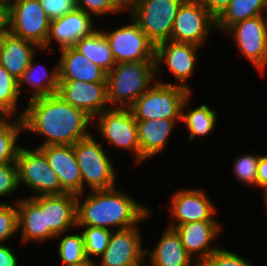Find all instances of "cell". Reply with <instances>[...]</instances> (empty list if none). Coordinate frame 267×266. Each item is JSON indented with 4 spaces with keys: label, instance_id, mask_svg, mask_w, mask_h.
Instances as JSON below:
<instances>
[{
    "label": "cell",
    "instance_id": "45",
    "mask_svg": "<svg viewBox=\"0 0 267 266\" xmlns=\"http://www.w3.org/2000/svg\"><path fill=\"white\" fill-rule=\"evenodd\" d=\"M67 266H97L95 261L92 260H87L81 264H77V265H67Z\"/></svg>",
    "mask_w": 267,
    "mask_h": 266
},
{
    "label": "cell",
    "instance_id": "43",
    "mask_svg": "<svg viewBox=\"0 0 267 266\" xmlns=\"http://www.w3.org/2000/svg\"><path fill=\"white\" fill-rule=\"evenodd\" d=\"M9 33L8 0H0V39Z\"/></svg>",
    "mask_w": 267,
    "mask_h": 266
},
{
    "label": "cell",
    "instance_id": "46",
    "mask_svg": "<svg viewBox=\"0 0 267 266\" xmlns=\"http://www.w3.org/2000/svg\"><path fill=\"white\" fill-rule=\"evenodd\" d=\"M264 200H265V205H266L265 208H266V211H267V194L266 193L264 194Z\"/></svg>",
    "mask_w": 267,
    "mask_h": 266
},
{
    "label": "cell",
    "instance_id": "3",
    "mask_svg": "<svg viewBox=\"0 0 267 266\" xmlns=\"http://www.w3.org/2000/svg\"><path fill=\"white\" fill-rule=\"evenodd\" d=\"M156 77L155 61L117 63L106 74L109 107L129 108L155 84Z\"/></svg>",
    "mask_w": 267,
    "mask_h": 266
},
{
    "label": "cell",
    "instance_id": "35",
    "mask_svg": "<svg viewBox=\"0 0 267 266\" xmlns=\"http://www.w3.org/2000/svg\"><path fill=\"white\" fill-rule=\"evenodd\" d=\"M14 206H12V203L0 202V244L18 232L17 203Z\"/></svg>",
    "mask_w": 267,
    "mask_h": 266
},
{
    "label": "cell",
    "instance_id": "25",
    "mask_svg": "<svg viewBox=\"0 0 267 266\" xmlns=\"http://www.w3.org/2000/svg\"><path fill=\"white\" fill-rule=\"evenodd\" d=\"M149 266H190L192 263L199 266L186 252L177 232L167 227L163 232L156 247L149 251L145 249Z\"/></svg>",
    "mask_w": 267,
    "mask_h": 266
},
{
    "label": "cell",
    "instance_id": "5",
    "mask_svg": "<svg viewBox=\"0 0 267 266\" xmlns=\"http://www.w3.org/2000/svg\"><path fill=\"white\" fill-rule=\"evenodd\" d=\"M185 0H138L130 9L133 19L155 44L171 40L174 19Z\"/></svg>",
    "mask_w": 267,
    "mask_h": 266
},
{
    "label": "cell",
    "instance_id": "31",
    "mask_svg": "<svg viewBox=\"0 0 267 266\" xmlns=\"http://www.w3.org/2000/svg\"><path fill=\"white\" fill-rule=\"evenodd\" d=\"M20 94L18 80L0 65V116L14 115Z\"/></svg>",
    "mask_w": 267,
    "mask_h": 266
},
{
    "label": "cell",
    "instance_id": "27",
    "mask_svg": "<svg viewBox=\"0 0 267 266\" xmlns=\"http://www.w3.org/2000/svg\"><path fill=\"white\" fill-rule=\"evenodd\" d=\"M81 54L108 73L115 65L109 43L103 31L97 29L91 35L82 37L74 46Z\"/></svg>",
    "mask_w": 267,
    "mask_h": 266
},
{
    "label": "cell",
    "instance_id": "20",
    "mask_svg": "<svg viewBox=\"0 0 267 266\" xmlns=\"http://www.w3.org/2000/svg\"><path fill=\"white\" fill-rule=\"evenodd\" d=\"M16 203L18 230H21L22 242L38 241L41 243L57 236L49 227H46L45 195L22 198Z\"/></svg>",
    "mask_w": 267,
    "mask_h": 266
},
{
    "label": "cell",
    "instance_id": "34",
    "mask_svg": "<svg viewBox=\"0 0 267 266\" xmlns=\"http://www.w3.org/2000/svg\"><path fill=\"white\" fill-rule=\"evenodd\" d=\"M260 155L245 154L239 156L234 162V175L245 185L257 186V167Z\"/></svg>",
    "mask_w": 267,
    "mask_h": 266
},
{
    "label": "cell",
    "instance_id": "39",
    "mask_svg": "<svg viewBox=\"0 0 267 266\" xmlns=\"http://www.w3.org/2000/svg\"><path fill=\"white\" fill-rule=\"evenodd\" d=\"M50 21L65 16L67 13L74 11L76 0H38Z\"/></svg>",
    "mask_w": 267,
    "mask_h": 266
},
{
    "label": "cell",
    "instance_id": "8",
    "mask_svg": "<svg viewBox=\"0 0 267 266\" xmlns=\"http://www.w3.org/2000/svg\"><path fill=\"white\" fill-rule=\"evenodd\" d=\"M9 33L43 48L50 20L38 0H8Z\"/></svg>",
    "mask_w": 267,
    "mask_h": 266
},
{
    "label": "cell",
    "instance_id": "22",
    "mask_svg": "<svg viewBox=\"0 0 267 266\" xmlns=\"http://www.w3.org/2000/svg\"><path fill=\"white\" fill-rule=\"evenodd\" d=\"M59 80L106 82V72L74 47L61 49Z\"/></svg>",
    "mask_w": 267,
    "mask_h": 266
},
{
    "label": "cell",
    "instance_id": "32",
    "mask_svg": "<svg viewBox=\"0 0 267 266\" xmlns=\"http://www.w3.org/2000/svg\"><path fill=\"white\" fill-rule=\"evenodd\" d=\"M62 265H77L87 261L82 233L65 235L58 245Z\"/></svg>",
    "mask_w": 267,
    "mask_h": 266
},
{
    "label": "cell",
    "instance_id": "36",
    "mask_svg": "<svg viewBox=\"0 0 267 266\" xmlns=\"http://www.w3.org/2000/svg\"><path fill=\"white\" fill-rule=\"evenodd\" d=\"M200 266H253L251 259H245L227 249L215 250ZM255 266V265H254Z\"/></svg>",
    "mask_w": 267,
    "mask_h": 266
},
{
    "label": "cell",
    "instance_id": "12",
    "mask_svg": "<svg viewBox=\"0 0 267 266\" xmlns=\"http://www.w3.org/2000/svg\"><path fill=\"white\" fill-rule=\"evenodd\" d=\"M266 16L267 14L245 19L226 31L230 33L242 55L261 73L267 66Z\"/></svg>",
    "mask_w": 267,
    "mask_h": 266
},
{
    "label": "cell",
    "instance_id": "42",
    "mask_svg": "<svg viewBox=\"0 0 267 266\" xmlns=\"http://www.w3.org/2000/svg\"><path fill=\"white\" fill-rule=\"evenodd\" d=\"M257 186L264 189L263 193L267 191V155H260L259 157L257 167Z\"/></svg>",
    "mask_w": 267,
    "mask_h": 266
},
{
    "label": "cell",
    "instance_id": "26",
    "mask_svg": "<svg viewBox=\"0 0 267 266\" xmlns=\"http://www.w3.org/2000/svg\"><path fill=\"white\" fill-rule=\"evenodd\" d=\"M34 62L33 58L29 67L18 79L19 93L22 91L21 89H23V85L28 83L32 86L31 88L33 90L29 100L56 94L60 83L59 63L54 66L55 68L51 73H48L46 67Z\"/></svg>",
    "mask_w": 267,
    "mask_h": 266
},
{
    "label": "cell",
    "instance_id": "7",
    "mask_svg": "<svg viewBox=\"0 0 267 266\" xmlns=\"http://www.w3.org/2000/svg\"><path fill=\"white\" fill-rule=\"evenodd\" d=\"M16 164L19 187L23 183L31 189L35 193L31 197L65 193L61 188L58 175L50 167L40 148L29 150L20 146Z\"/></svg>",
    "mask_w": 267,
    "mask_h": 266
},
{
    "label": "cell",
    "instance_id": "33",
    "mask_svg": "<svg viewBox=\"0 0 267 266\" xmlns=\"http://www.w3.org/2000/svg\"><path fill=\"white\" fill-rule=\"evenodd\" d=\"M83 227L82 235L85 245V254L88 260L94 261L93 257H100L108 247L112 230L100 227Z\"/></svg>",
    "mask_w": 267,
    "mask_h": 266
},
{
    "label": "cell",
    "instance_id": "41",
    "mask_svg": "<svg viewBox=\"0 0 267 266\" xmlns=\"http://www.w3.org/2000/svg\"><path fill=\"white\" fill-rule=\"evenodd\" d=\"M13 251L11 247L3 243L0 244V266H18V257H16Z\"/></svg>",
    "mask_w": 267,
    "mask_h": 266
},
{
    "label": "cell",
    "instance_id": "44",
    "mask_svg": "<svg viewBox=\"0 0 267 266\" xmlns=\"http://www.w3.org/2000/svg\"><path fill=\"white\" fill-rule=\"evenodd\" d=\"M122 12L130 10L134 4L131 0H111Z\"/></svg>",
    "mask_w": 267,
    "mask_h": 266
},
{
    "label": "cell",
    "instance_id": "40",
    "mask_svg": "<svg viewBox=\"0 0 267 266\" xmlns=\"http://www.w3.org/2000/svg\"><path fill=\"white\" fill-rule=\"evenodd\" d=\"M202 4L208 12L217 19L222 12L229 6L232 0H196Z\"/></svg>",
    "mask_w": 267,
    "mask_h": 266
},
{
    "label": "cell",
    "instance_id": "2",
    "mask_svg": "<svg viewBox=\"0 0 267 266\" xmlns=\"http://www.w3.org/2000/svg\"><path fill=\"white\" fill-rule=\"evenodd\" d=\"M115 188L92 190L82 203L77 195V227L121 230L134 227L150 216L149 208Z\"/></svg>",
    "mask_w": 267,
    "mask_h": 266
},
{
    "label": "cell",
    "instance_id": "11",
    "mask_svg": "<svg viewBox=\"0 0 267 266\" xmlns=\"http://www.w3.org/2000/svg\"><path fill=\"white\" fill-rule=\"evenodd\" d=\"M214 27L216 28V19L202 4L196 0H185L174 19L171 40L202 47Z\"/></svg>",
    "mask_w": 267,
    "mask_h": 266
},
{
    "label": "cell",
    "instance_id": "28",
    "mask_svg": "<svg viewBox=\"0 0 267 266\" xmlns=\"http://www.w3.org/2000/svg\"><path fill=\"white\" fill-rule=\"evenodd\" d=\"M267 14V0H232L216 19V28L223 32L248 18Z\"/></svg>",
    "mask_w": 267,
    "mask_h": 266
},
{
    "label": "cell",
    "instance_id": "18",
    "mask_svg": "<svg viewBox=\"0 0 267 266\" xmlns=\"http://www.w3.org/2000/svg\"><path fill=\"white\" fill-rule=\"evenodd\" d=\"M50 167L58 175L65 193L79 195L82 199L83 180L73 145H49L40 147Z\"/></svg>",
    "mask_w": 267,
    "mask_h": 266
},
{
    "label": "cell",
    "instance_id": "10",
    "mask_svg": "<svg viewBox=\"0 0 267 266\" xmlns=\"http://www.w3.org/2000/svg\"><path fill=\"white\" fill-rule=\"evenodd\" d=\"M114 61L138 62L155 61L156 45L132 19V23L124 25L112 32L103 31Z\"/></svg>",
    "mask_w": 267,
    "mask_h": 266
},
{
    "label": "cell",
    "instance_id": "1",
    "mask_svg": "<svg viewBox=\"0 0 267 266\" xmlns=\"http://www.w3.org/2000/svg\"><path fill=\"white\" fill-rule=\"evenodd\" d=\"M18 117L22 119L23 131L45 137L44 143L37 148L74 145L92 134L88 130L89 125L93 126V118L68 104L57 93L29 100Z\"/></svg>",
    "mask_w": 267,
    "mask_h": 266
},
{
    "label": "cell",
    "instance_id": "6",
    "mask_svg": "<svg viewBox=\"0 0 267 266\" xmlns=\"http://www.w3.org/2000/svg\"><path fill=\"white\" fill-rule=\"evenodd\" d=\"M93 134L77 141L74 145L75 156L84 185L87 183L92 190L110 189L116 186L113 161L98 144Z\"/></svg>",
    "mask_w": 267,
    "mask_h": 266
},
{
    "label": "cell",
    "instance_id": "9",
    "mask_svg": "<svg viewBox=\"0 0 267 266\" xmlns=\"http://www.w3.org/2000/svg\"><path fill=\"white\" fill-rule=\"evenodd\" d=\"M94 119L97 120V124L94 123ZM93 125L112 146L133 151L135 153L134 161L140 163L137 121L129 108L109 107L93 118Z\"/></svg>",
    "mask_w": 267,
    "mask_h": 266
},
{
    "label": "cell",
    "instance_id": "21",
    "mask_svg": "<svg viewBox=\"0 0 267 266\" xmlns=\"http://www.w3.org/2000/svg\"><path fill=\"white\" fill-rule=\"evenodd\" d=\"M36 49L42 50L35 43L8 33L0 39V65L18 80L35 57Z\"/></svg>",
    "mask_w": 267,
    "mask_h": 266
},
{
    "label": "cell",
    "instance_id": "15",
    "mask_svg": "<svg viewBox=\"0 0 267 266\" xmlns=\"http://www.w3.org/2000/svg\"><path fill=\"white\" fill-rule=\"evenodd\" d=\"M57 94L92 118L109 109L106 82L60 80Z\"/></svg>",
    "mask_w": 267,
    "mask_h": 266
},
{
    "label": "cell",
    "instance_id": "37",
    "mask_svg": "<svg viewBox=\"0 0 267 266\" xmlns=\"http://www.w3.org/2000/svg\"><path fill=\"white\" fill-rule=\"evenodd\" d=\"M18 169L16 162L0 164V196H8L18 190Z\"/></svg>",
    "mask_w": 267,
    "mask_h": 266
},
{
    "label": "cell",
    "instance_id": "17",
    "mask_svg": "<svg viewBox=\"0 0 267 266\" xmlns=\"http://www.w3.org/2000/svg\"><path fill=\"white\" fill-rule=\"evenodd\" d=\"M179 235L186 252L200 266L215 250L210 245L221 232L216 220L193 221L173 228Z\"/></svg>",
    "mask_w": 267,
    "mask_h": 266
},
{
    "label": "cell",
    "instance_id": "19",
    "mask_svg": "<svg viewBox=\"0 0 267 266\" xmlns=\"http://www.w3.org/2000/svg\"><path fill=\"white\" fill-rule=\"evenodd\" d=\"M95 30L91 15L76 8L65 16L50 21L48 37L42 50L48 49L52 40L59 44L60 50L74 47L78 40L91 35Z\"/></svg>",
    "mask_w": 267,
    "mask_h": 266
},
{
    "label": "cell",
    "instance_id": "38",
    "mask_svg": "<svg viewBox=\"0 0 267 266\" xmlns=\"http://www.w3.org/2000/svg\"><path fill=\"white\" fill-rule=\"evenodd\" d=\"M76 6L85 13L95 16L121 13V10L111 0H76Z\"/></svg>",
    "mask_w": 267,
    "mask_h": 266
},
{
    "label": "cell",
    "instance_id": "24",
    "mask_svg": "<svg viewBox=\"0 0 267 266\" xmlns=\"http://www.w3.org/2000/svg\"><path fill=\"white\" fill-rule=\"evenodd\" d=\"M140 142V163L160 153L177 121L181 119L136 120Z\"/></svg>",
    "mask_w": 267,
    "mask_h": 266
},
{
    "label": "cell",
    "instance_id": "30",
    "mask_svg": "<svg viewBox=\"0 0 267 266\" xmlns=\"http://www.w3.org/2000/svg\"><path fill=\"white\" fill-rule=\"evenodd\" d=\"M9 116H0V164L16 162L19 151L18 136L23 131V122L19 117L11 122ZM17 118V119H16Z\"/></svg>",
    "mask_w": 267,
    "mask_h": 266
},
{
    "label": "cell",
    "instance_id": "29",
    "mask_svg": "<svg viewBox=\"0 0 267 266\" xmlns=\"http://www.w3.org/2000/svg\"><path fill=\"white\" fill-rule=\"evenodd\" d=\"M190 96L191 94L183 103L181 115V122L185 124V127L190 133L187 139L189 142L193 141L196 136H206L213 131L217 120L216 110L210 109L206 104L191 109L186 113L184 110L188 105Z\"/></svg>",
    "mask_w": 267,
    "mask_h": 266
},
{
    "label": "cell",
    "instance_id": "23",
    "mask_svg": "<svg viewBox=\"0 0 267 266\" xmlns=\"http://www.w3.org/2000/svg\"><path fill=\"white\" fill-rule=\"evenodd\" d=\"M77 195L63 193L45 195L46 227L58 237L72 227H77Z\"/></svg>",
    "mask_w": 267,
    "mask_h": 266
},
{
    "label": "cell",
    "instance_id": "4",
    "mask_svg": "<svg viewBox=\"0 0 267 266\" xmlns=\"http://www.w3.org/2000/svg\"><path fill=\"white\" fill-rule=\"evenodd\" d=\"M191 92L175 83L157 79L129 109L135 120L181 119L183 103Z\"/></svg>",
    "mask_w": 267,
    "mask_h": 266
},
{
    "label": "cell",
    "instance_id": "16",
    "mask_svg": "<svg viewBox=\"0 0 267 266\" xmlns=\"http://www.w3.org/2000/svg\"><path fill=\"white\" fill-rule=\"evenodd\" d=\"M170 215L174 220L167 227L174 228L193 221L215 220L216 208L202 189H184L173 194Z\"/></svg>",
    "mask_w": 267,
    "mask_h": 266
},
{
    "label": "cell",
    "instance_id": "14",
    "mask_svg": "<svg viewBox=\"0 0 267 266\" xmlns=\"http://www.w3.org/2000/svg\"><path fill=\"white\" fill-rule=\"evenodd\" d=\"M138 226L112 231L108 247L97 266H137L146 262ZM145 260V261H144Z\"/></svg>",
    "mask_w": 267,
    "mask_h": 266
},
{
    "label": "cell",
    "instance_id": "13",
    "mask_svg": "<svg viewBox=\"0 0 267 266\" xmlns=\"http://www.w3.org/2000/svg\"><path fill=\"white\" fill-rule=\"evenodd\" d=\"M200 46L192 43L175 42L172 40L163 41L156 45L155 64L156 76L160 77L162 62L169 68L172 76L175 77L176 85L190 89L186 84L189 77L193 76L195 65L198 61L197 50Z\"/></svg>",
    "mask_w": 267,
    "mask_h": 266
}]
</instances>
